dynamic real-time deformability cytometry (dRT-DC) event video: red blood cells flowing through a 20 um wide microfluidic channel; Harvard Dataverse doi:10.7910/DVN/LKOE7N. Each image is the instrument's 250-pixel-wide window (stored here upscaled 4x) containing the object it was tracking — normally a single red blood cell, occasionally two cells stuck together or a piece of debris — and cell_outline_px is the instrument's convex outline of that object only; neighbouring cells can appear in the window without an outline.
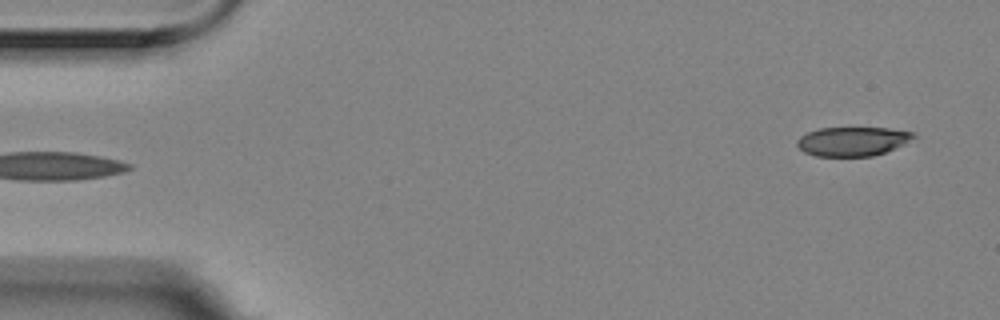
{"species": "Egyptian fruit bat (a non-hibernating species)", "species_latin": "Rousettus aegyptiacus", "temperature_condition": "room temperature", "stored_images_in_passage": 5, "segment_of_instrument_passage": [2, 2], "camera_frame_rate_fps": 3000, "um_per_image_px": 0.085, "animal": {"sex": "female"}, "frame": {"image": 1, "passage_image": 5, "time_ms": 1.333, "image_size_px": [1000, 320], "cell_outline_px": [[916, 136], [904, 144], [884, 152], [872, 156], [816, 156], [804, 152], [796, 144], [796, 140], [800, 136], [808, 132], [820, 128], [888, 128], [916, 132]], "centroid_in_image_um": [72.46, 12.01], "position_along_channel_um": 12.5, "area_um2": 19.71}}